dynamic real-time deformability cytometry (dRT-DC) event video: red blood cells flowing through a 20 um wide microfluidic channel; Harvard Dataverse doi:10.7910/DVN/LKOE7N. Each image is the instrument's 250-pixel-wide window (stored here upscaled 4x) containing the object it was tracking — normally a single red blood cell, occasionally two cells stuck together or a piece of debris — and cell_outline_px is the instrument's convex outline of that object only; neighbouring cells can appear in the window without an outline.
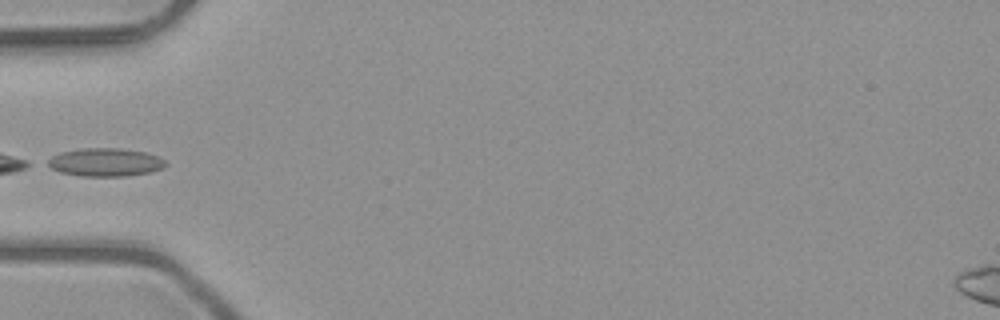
{"species": "common noctule bat (a hibernating species)", "species_latin": "Nyctalus noctula", "temperature_condition": "room temperature", "stored_images_in_passage": 7, "camera_frame_rate_fps": 3000, "um_per_image_px": 0.085, "animal": {"sex": "male", "body_mass_g": 23.1, "forearm_length_mm": 52.7}, "frame": {"image": 1, "passage_image": 6, "time_ms": 1.667, "image_size_px": [1000, 320], "cell_outline_px": [[168, 164], [160, 168], [148, 172], [124, 176], [80, 176], [60, 172], [44, 164], [44, 160], [60, 152], [84, 148], [120, 148], [144, 152], [160, 156]], "centroid_in_image_um": [8.89, 13.78], "position_along_channel_um": 76.1, "area_um2": 19.42}}
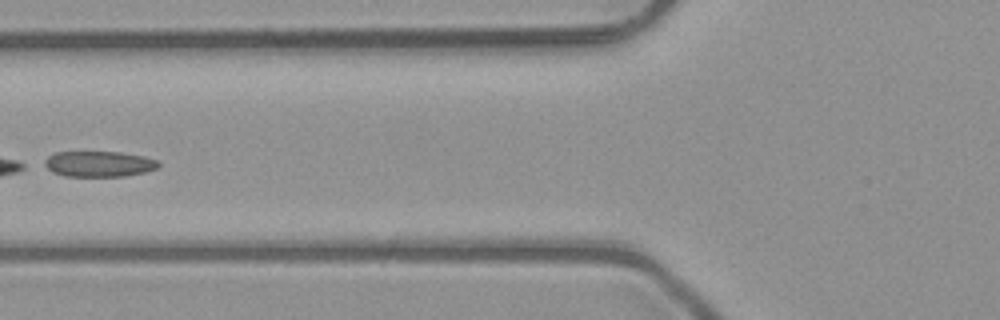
{"frame": {"image": 2, "passage_image": 7, "time_ms": 2.0, "image_size_px": [1000, 320], "cell_outline_px": [[160, 164], [156, 168], [144, 172], [124, 176], [64, 176], [52, 172], [40, 164], [48, 156], [56, 152], [120, 152], [144, 156], [160, 160]], "centroid_in_image_um": [8.37, 13.93], "position_along_channel_um": 117.4, "area_um2": 17.22}}